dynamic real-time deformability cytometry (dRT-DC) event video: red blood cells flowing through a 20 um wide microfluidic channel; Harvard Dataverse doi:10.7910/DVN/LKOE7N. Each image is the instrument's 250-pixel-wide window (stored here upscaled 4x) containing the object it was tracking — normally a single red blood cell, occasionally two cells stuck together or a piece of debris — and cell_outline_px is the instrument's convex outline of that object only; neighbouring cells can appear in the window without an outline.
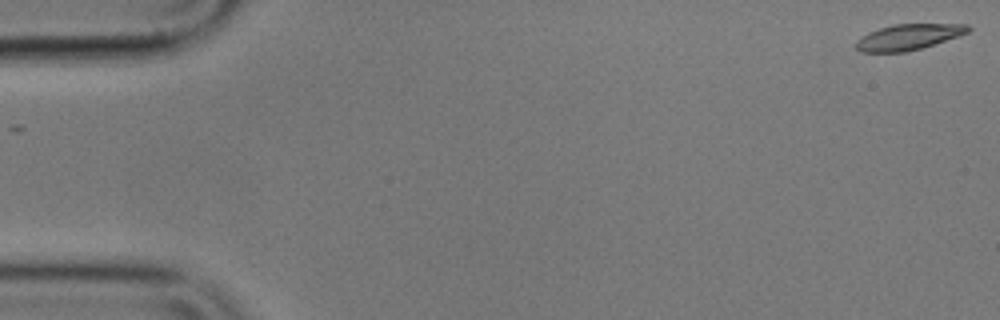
{"species": "common noctule bat (a hibernating species)", "species_latin": "Nyctalus noctula", "temperature_condition": "cold", "stored_images_in_passage": 39, "camera_frame_rate_fps": 3000, "um_per_image_px": 0.085, "animal": {"sex": "male", "body_mass_g": 17.9}, "frame": {"image": 1, "passage_image": 1, "time_ms": 0.0, "image_size_px": [1000, 320], "cell_outline_px": [[972, 28], [968, 32], [960, 36], [920, 48], [904, 52], [860, 52], [856, 48], [856, 40], [868, 32], [892, 24], [968, 24]], "centroid_in_image_um": [77.22, 3.14], "position_along_channel_um": 7.8, "area_um2": 16.82}}
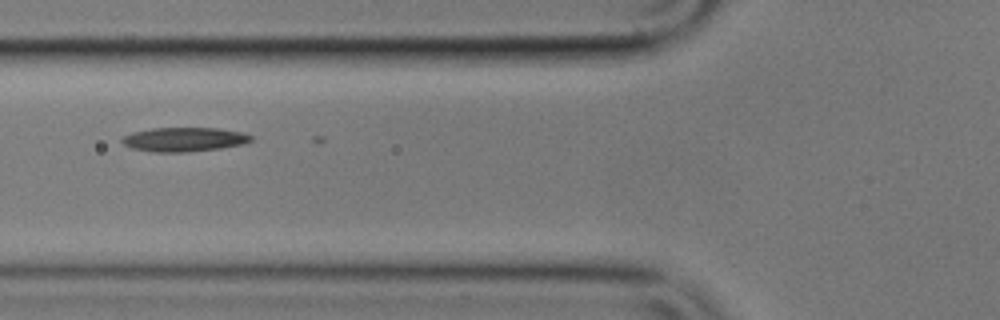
{"frame": {"image": 2, "passage_image": 21, "time_ms": 6.667, "image_size_px": [1000, 320], "cell_outline_px": [[252, 140], [244, 144], [220, 148], [188, 152], [152, 152], [132, 148], [124, 144], [120, 140], [124, 136], [132, 132], [152, 128], [216, 128], [244, 132], [252, 136]], "centroid_in_image_um": [15.66, 11.85], "position_along_channel_um": 110.1, "area_um2": 18.21}}
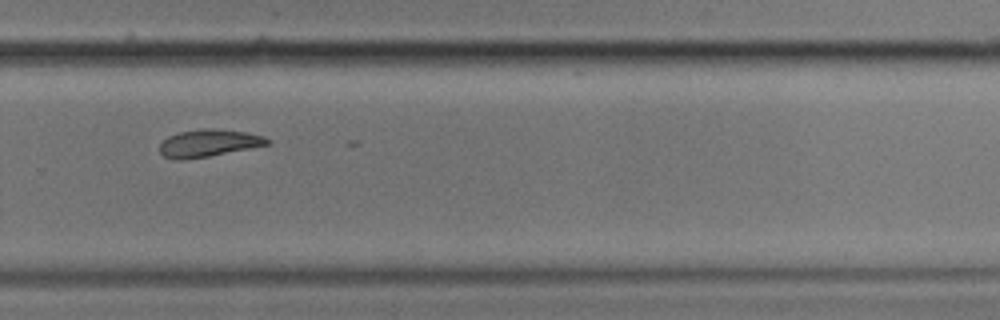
{"frame": {"image": 3, "passage_image": 38, "time_ms": 12.333, "image_size_px": [1000, 320], "cell_outline_px": [[272, 144], [208, 156], [184, 160], [176, 160], [164, 156], [160, 152], [160, 144], [168, 136], [180, 132], [200, 128], [212, 128], [244, 132], [264, 136], [272, 140]], "centroid_in_image_um": [17.75, 12.16], "position_along_channel_um": 312.0, "area_um2": 17.17}}